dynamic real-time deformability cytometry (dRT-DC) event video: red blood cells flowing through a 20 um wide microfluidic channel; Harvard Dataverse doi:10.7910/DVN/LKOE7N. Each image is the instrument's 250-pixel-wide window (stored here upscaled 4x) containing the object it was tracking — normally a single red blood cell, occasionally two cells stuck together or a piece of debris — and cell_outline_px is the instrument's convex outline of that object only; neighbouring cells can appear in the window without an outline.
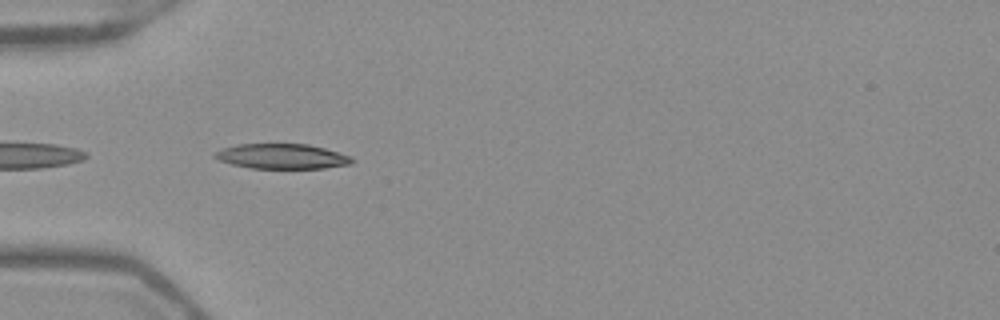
{"species": "Egyptian fruit bat (a non-hibernating species)", "species_latin": "Rousettus aegyptiacus", "temperature_condition": "warm", "stored_images_in_passage": 7, "camera_frame_rate_fps": 3000, "um_per_image_px": 0.085, "frame": {"image": 1, "passage_image": 1, "time_ms": 0.0, "image_size_px": [1000, 320], "cell_outline_px": [[356, 160], [352, 164], [324, 168], [252, 168], [232, 164], [220, 160], [212, 156], [216, 152], [224, 148], [236, 144], [308, 144], [324, 148], [352, 156]], "centroid_in_image_um": [24.02, 13.29], "position_along_channel_um": 61.0, "area_um2": 19.94}}